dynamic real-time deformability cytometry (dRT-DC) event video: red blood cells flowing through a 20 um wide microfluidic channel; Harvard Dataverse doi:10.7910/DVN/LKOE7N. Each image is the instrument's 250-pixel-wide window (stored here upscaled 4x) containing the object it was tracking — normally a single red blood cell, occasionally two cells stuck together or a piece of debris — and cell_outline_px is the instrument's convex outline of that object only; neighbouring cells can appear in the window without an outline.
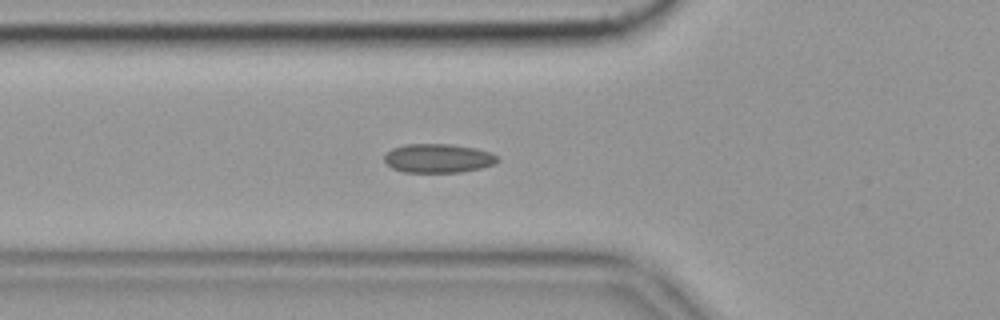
{"species": "common noctule bat (a hibernating species)", "species_latin": "Nyctalus noctula", "temperature_condition": "cold", "stored_images_in_passage": 44, "camera_frame_rate_fps": 3000, "um_per_image_px": 0.085, "animal": {"sex": "female", "body_mass_g": 19.9}, "frame": {"image": 1, "passage_image": 7, "time_ms": 2.0, "image_size_px": [1000, 320], "cell_outline_px": [[500, 160], [496, 164], [480, 168], [460, 172], [404, 172], [392, 168], [384, 160], [384, 156], [392, 148], [404, 144], [452, 144], [476, 148], [488, 152], [496, 156]], "centroid_in_image_um": [37.24, 13.45], "position_along_channel_um": 88.6, "area_um2": 19.07}, "authors_computed_cell_mechanics": {"area_um2": 18.496, "velocity_mm_per_s": 3.5327, "shape_relaxation_time_tau1_ms": null, "shape_relaxation_time_tau2_ms": 2.0589, "deformation_change_tau1": null, "deformation_change_tau2": 0.0795}}